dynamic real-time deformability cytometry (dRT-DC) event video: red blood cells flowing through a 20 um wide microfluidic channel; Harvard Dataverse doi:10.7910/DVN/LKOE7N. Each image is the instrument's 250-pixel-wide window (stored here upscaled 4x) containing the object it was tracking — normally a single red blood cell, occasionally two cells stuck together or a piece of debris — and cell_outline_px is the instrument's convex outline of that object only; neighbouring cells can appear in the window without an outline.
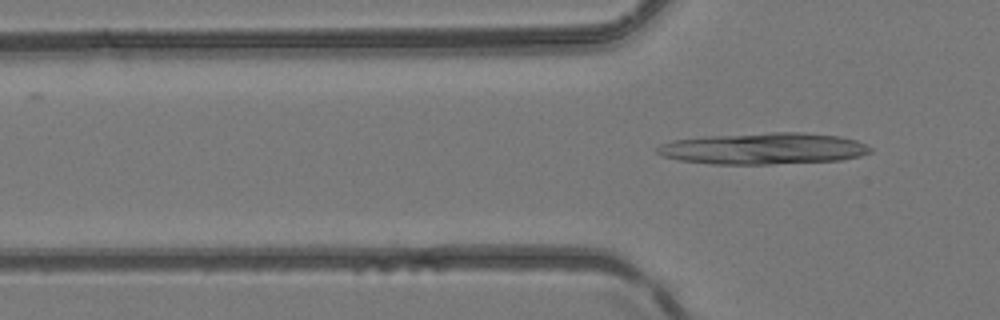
{"species": "common noctule bat (a hibernating species)", "species_latin": "Nyctalus noctula", "temperature_condition": "room temperature", "stored_images_in_passage": 3, "camera_frame_rate_fps": 3000, "um_per_image_px": 0.085, "animal": {"sex": "female", "body_mass_g": 24.6, "forearm_length_mm": 56.2}, "frame": {"image": 1, "passage_image": 3, "time_ms": 0.667, "image_size_px": [1000, 320], "cell_outline_px": [[872, 152], [860, 156], [840, 160], [772, 164], [712, 164], [680, 160], [664, 156], [656, 152], [656, 148], [660, 144], [672, 140], [704, 136], [772, 132], [800, 132], [840, 136], [856, 140], [872, 148]], "centroid_in_image_um": [64.9, 12.62], "position_along_channel_um": 60.9, "area_um2": 39.19}}